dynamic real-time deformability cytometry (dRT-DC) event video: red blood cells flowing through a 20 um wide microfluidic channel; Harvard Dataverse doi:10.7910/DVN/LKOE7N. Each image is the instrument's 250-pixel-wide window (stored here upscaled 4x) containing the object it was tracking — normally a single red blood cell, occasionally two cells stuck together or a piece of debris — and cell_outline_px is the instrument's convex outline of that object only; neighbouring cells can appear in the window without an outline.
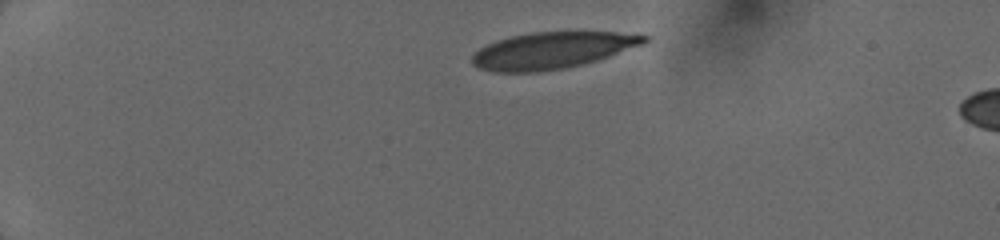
{"species": "human", "species_latin": "Homo sapiens", "temperature_condition": "cold", "stored_images_in_passage": 6, "camera_frame_rate_fps": 3000, "um_per_image_px": 0.085, "donor": {"sex": "female"}, "frame": {"image": 1, "passage_image": 1, "time_ms": 0.0, "image_size_px": [1000, 240], "cell_outline_px": [[648, 40], [644, 44], [596, 60], [564, 68], [536, 72], [492, 72], [480, 68], [472, 64], [472, 56], [480, 48], [496, 40], [508, 36], [532, 32], [616, 32], [648, 36]], "centroid_in_image_um": [46.9, 4.28], "position_along_channel_um": 38.1, "area_um2": 36.41}}